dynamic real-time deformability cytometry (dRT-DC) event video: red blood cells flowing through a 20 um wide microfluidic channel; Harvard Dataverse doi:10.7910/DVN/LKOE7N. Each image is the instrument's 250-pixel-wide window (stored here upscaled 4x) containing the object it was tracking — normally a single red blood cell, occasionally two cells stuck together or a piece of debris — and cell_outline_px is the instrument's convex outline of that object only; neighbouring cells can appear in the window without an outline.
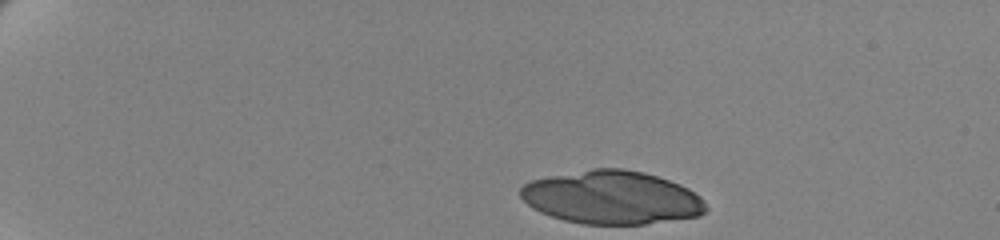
{"species": "human", "species_latin": "Homo sapiens", "temperature_condition": "cold", "stored_images_in_passage": 48, "segment_of_instrument_passage": [1, 2], "camera_frame_rate_fps": 3000, "um_per_image_px": 0.085, "donor": {"sex": "female"}, "frame": {"image": 1, "passage_image": 1, "time_ms": 0.0, "image_size_px": [1000, 240], "cell_outline_px": [[708, 208], [700, 216], [644, 224], [580, 224], [564, 220], [540, 212], [532, 208], [520, 196], [520, 188], [524, 184], [532, 180], [592, 168], [624, 168], [644, 172], [680, 184], [688, 188], [700, 196], [704, 200]], "centroid_in_image_um": [52.02, 16.79], "position_along_channel_um": 33.0, "area_um2": 57.57}}